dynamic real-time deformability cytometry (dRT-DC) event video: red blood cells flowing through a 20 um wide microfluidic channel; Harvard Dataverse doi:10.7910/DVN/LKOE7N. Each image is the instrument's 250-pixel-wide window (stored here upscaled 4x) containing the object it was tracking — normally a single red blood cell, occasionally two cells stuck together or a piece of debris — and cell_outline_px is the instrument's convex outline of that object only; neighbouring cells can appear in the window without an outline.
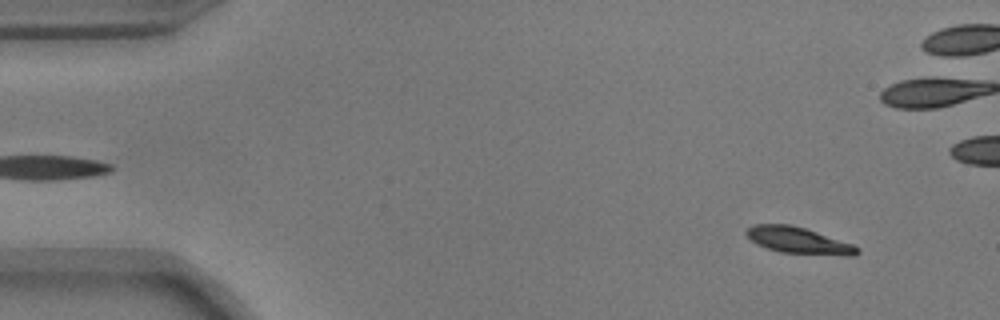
{"species": "common noctule bat (a hibernating species)", "species_latin": "Nyctalus noctula", "temperature_condition": "warm", "stored_images_in_passage": 55, "camera_frame_rate_fps": 3000, "um_per_image_px": 0.085, "animal": {"sex": "male", "body_mass_g": 17.9}, "frame": {"image": 1, "passage_image": 5, "time_ms": 1.333, "image_size_px": [1000, 320], "cell_outline_px": [[860, 252], [856, 256], [848, 256], [780, 252], [756, 244], [744, 232], [752, 224], [792, 224], [852, 244], [860, 248]], "centroid_in_image_um": [67.88, 20.44], "position_along_channel_um": 17.1, "area_um2": 16.99}}
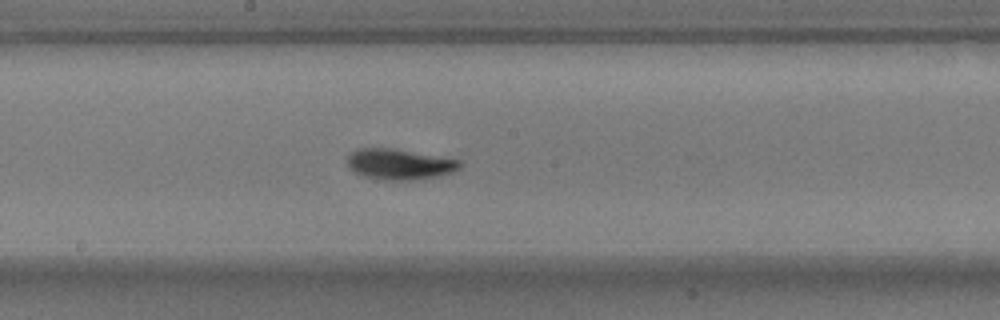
{"frame": {"image": 2, "passage_image": 29, "time_ms": 9.333, "image_size_px": [1000, 320], "cell_outline_px": [[464, 164], [460, 168], [452, 172], [440, 176], [412, 180], [384, 180], [364, 176], [348, 168], [348, 156], [356, 148], [396, 148], [460, 160]], "centroid_in_image_um": [33.98, 13.95], "position_along_channel_um": 214.2, "area_um2": 20.29}}
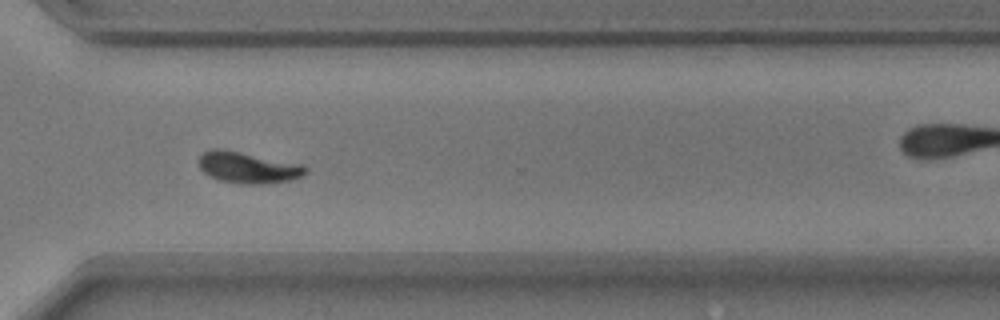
{"frame": {"image": 3, "passage_image": 40, "time_ms": 13.0, "image_size_px": [1000, 320], "cell_outline_px": [[308, 172], [292, 180], [260, 184], [240, 184], [216, 180], [208, 176], [200, 168], [200, 156], [204, 152], [212, 148], [224, 148], [304, 164], [308, 168]], "centroid_in_image_um": [21.09, 14.23], "position_along_channel_um": 349.5, "area_um2": 19.88}, "authors_computed_cell_mechanics": {"area_um2": 18.1492, "velocity_mm_per_s": 3.7001, "shape_relaxation_time_tau1_ms": 2.0688, "shape_relaxation_time_tau2_ms": null, "deformation_change_tau1": 0.1475, "deformation_change_tau2": null}}